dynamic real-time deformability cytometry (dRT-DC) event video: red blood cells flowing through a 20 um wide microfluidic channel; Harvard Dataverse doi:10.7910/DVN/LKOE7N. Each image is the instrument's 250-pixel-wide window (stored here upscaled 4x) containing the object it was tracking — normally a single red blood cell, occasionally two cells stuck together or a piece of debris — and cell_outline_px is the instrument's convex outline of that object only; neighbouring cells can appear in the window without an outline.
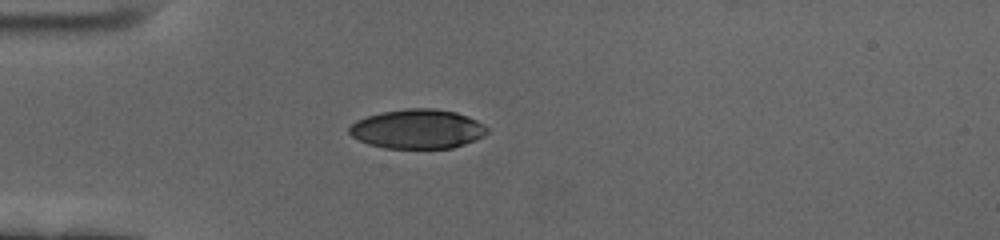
{"species": "human", "species_latin": "Homo sapiens", "temperature_condition": "cold", "stored_images_in_passage": 43, "camera_frame_rate_fps": 3000, "um_per_image_px": 0.085, "donor": {"sex": "female"}, "frame": {"image": 1, "passage_image": 1, "time_ms": 0.0, "image_size_px": [1000, 240], "cell_outline_px": [[488, 132], [464, 144], [452, 148], [384, 148], [368, 144], [352, 136], [348, 132], [348, 128], [356, 120], [380, 112], [408, 108], [436, 108], [456, 112], [476, 120], [484, 124], [488, 128]], "centroid_in_image_um": [35.46, 10.95], "position_along_channel_um": 49.5, "area_um2": 31.5}}
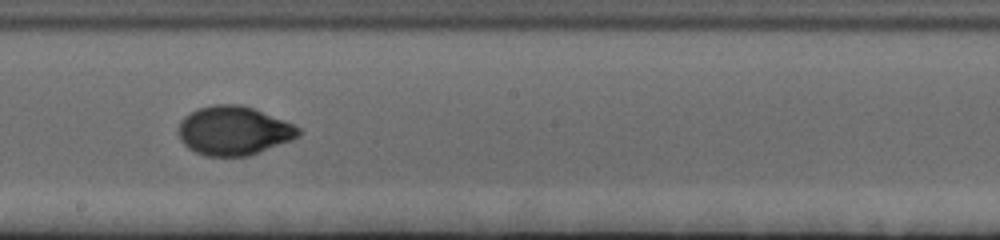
{"frame": {"image": 2, "passage_image": 18, "time_ms": 5.667, "image_size_px": [1000, 240], "cell_outline_px": [[300, 136], [292, 140], [260, 152], [248, 156], [204, 156], [188, 148], [180, 140], [180, 120], [184, 116], [196, 108], [212, 104], [240, 104], [252, 108], [284, 120], [300, 128]], "centroid_in_image_um": [19.86, 11.11], "position_along_channel_um": 228.3, "area_um2": 34.28}}
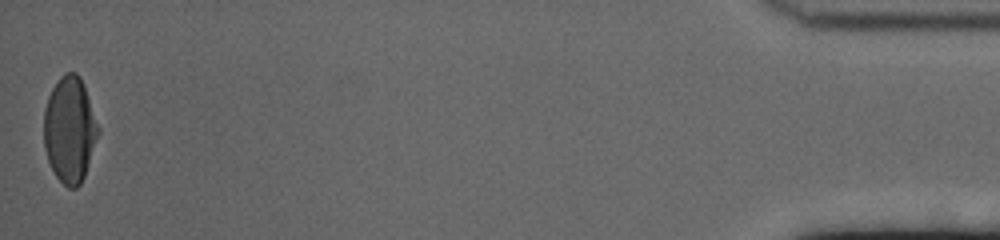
{"frame": {"image": 3, "passage_image": 43, "time_ms": 14.0, "image_size_px": [1000, 240], "cell_outline_px": [[100, 132], [84, 176], [80, 184], [76, 188], [68, 188], [56, 176], [48, 160], [44, 148], [44, 108], [48, 96], [52, 88], [60, 76], [64, 72], [76, 72], [80, 76], [100, 128]], "centroid_in_image_um": [5.92, 11.0], "position_along_channel_um": 429.3, "area_um2": 33.58}, "authors_computed_cell_mechanics": {"area_um2": 33.4084, "velocity_mm_per_s": 3.446, "shape_relaxation_time_tau1_ms": 4.3464, "shape_relaxation_time_tau2_ms": 0.8454, "deformation_change_tau1": 0.1805, "deformation_change_tau2": 0.0376}}